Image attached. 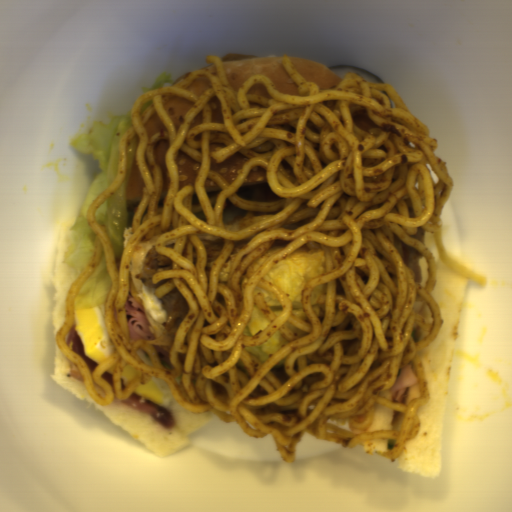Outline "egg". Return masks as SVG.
<instances>
[{"label":"egg","mask_w":512,"mask_h":512,"mask_svg":"<svg viewBox=\"0 0 512 512\" xmlns=\"http://www.w3.org/2000/svg\"><path fill=\"white\" fill-rule=\"evenodd\" d=\"M141 374L143 373L127 362L121 373V384L125 387Z\"/></svg>","instance_id":"581b19a8"},{"label":"egg","mask_w":512,"mask_h":512,"mask_svg":"<svg viewBox=\"0 0 512 512\" xmlns=\"http://www.w3.org/2000/svg\"><path fill=\"white\" fill-rule=\"evenodd\" d=\"M106 307L77 308L73 320L83 353L98 365L117 351L105 322Z\"/></svg>","instance_id":"d2b9013d"},{"label":"egg","mask_w":512,"mask_h":512,"mask_svg":"<svg viewBox=\"0 0 512 512\" xmlns=\"http://www.w3.org/2000/svg\"><path fill=\"white\" fill-rule=\"evenodd\" d=\"M138 297L145 312H147L157 323L167 322L170 315L164 311L151 286L143 282L141 292Z\"/></svg>","instance_id":"db1cbce2"},{"label":"egg","mask_w":512,"mask_h":512,"mask_svg":"<svg viewBox=\"0 0 512 512\" xmlns=\"http://www.w3.org/2000/svg\"><path fill=\"white\" fill-rule=\"evenodd\" d=\"M133 393L159 406L170 407L172 391L163 378H152L147 384H141Z\"/></svg>","instance_id":"2799bb9f"}]
</instances>
